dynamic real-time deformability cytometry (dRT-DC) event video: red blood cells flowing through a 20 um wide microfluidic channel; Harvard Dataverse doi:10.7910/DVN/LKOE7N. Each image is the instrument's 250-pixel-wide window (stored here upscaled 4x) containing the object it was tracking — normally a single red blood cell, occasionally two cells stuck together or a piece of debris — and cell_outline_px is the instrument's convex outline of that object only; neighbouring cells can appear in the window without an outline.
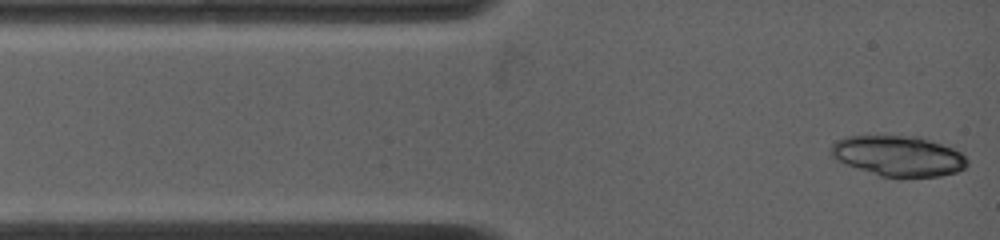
{"species": "common noctule bat (a hibernating species)", "species_latin": "Nyctalus noctula", "temperature_condition": "warm", "stored_images_in_passage": 8, "camera_frame_rate_fps": 4500, "um_per_image_px": 0.085, "animal": {"sex": "female", "body_mass_g": 19.0, "forearm_length_mm": 53.3}, "frame": {"image": 1, "passage_image": 1, "time_ms": 0.0, "image_size_px": [1000, 240], "cell_outline_px": [[968, 164], [964, 168], [956, 172], [940, 176], [896, 180], [880, 176], [844, 164], [836, 160], [828, 152], [828, 148], [836, 140], [848, 136], [920, 136], [952, 148], [960, 152], [968, 160]], "centroid_in_image_um": [76.33, 13.29], "position_along_channel_um": 8.7, "area_um2": 32.95}}